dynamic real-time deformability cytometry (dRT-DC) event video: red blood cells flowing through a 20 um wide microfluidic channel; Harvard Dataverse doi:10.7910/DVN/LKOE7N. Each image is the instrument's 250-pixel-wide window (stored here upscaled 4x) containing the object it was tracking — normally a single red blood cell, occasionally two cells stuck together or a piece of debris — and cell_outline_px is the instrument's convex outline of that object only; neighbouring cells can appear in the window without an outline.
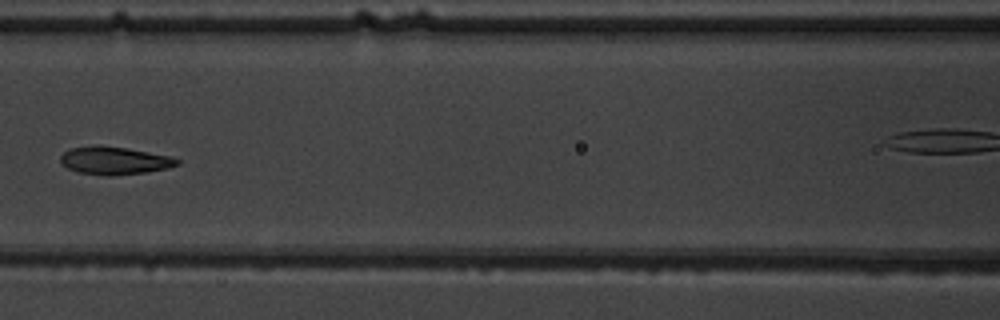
{"species": "common noctule bat (a hibernating species)", "species_latin": "Nyctalus noctula", "temperature_condition": "warm", "stored_images_in_passage": 9, "segment_of_instrument_passage": [1, 2], "camera_frame_rate_fps": 3000, "um_per_image_px": 0.085, "animal": {"sex": "male", "body_mass_g": 19.5, "forearm_length_mm": 54.6}, "frame": {"image": 1, "passage_image": 8, "time_ms": 8.667, "image_size_px": [1000, 320], "cell_outline_px": [[180, 164], [168, 168], [148, 172], [112, 176], [108, 176], [76, 172], [60, 164], [60, 156], [64, 152], [72, 148], [96, 144], [128, 148], [172, 156], [180, 160]], "centroid_in_image_um": [9.73, 13.65], "position_along_channel_um": 156.9, "area_um2": 19.31}}